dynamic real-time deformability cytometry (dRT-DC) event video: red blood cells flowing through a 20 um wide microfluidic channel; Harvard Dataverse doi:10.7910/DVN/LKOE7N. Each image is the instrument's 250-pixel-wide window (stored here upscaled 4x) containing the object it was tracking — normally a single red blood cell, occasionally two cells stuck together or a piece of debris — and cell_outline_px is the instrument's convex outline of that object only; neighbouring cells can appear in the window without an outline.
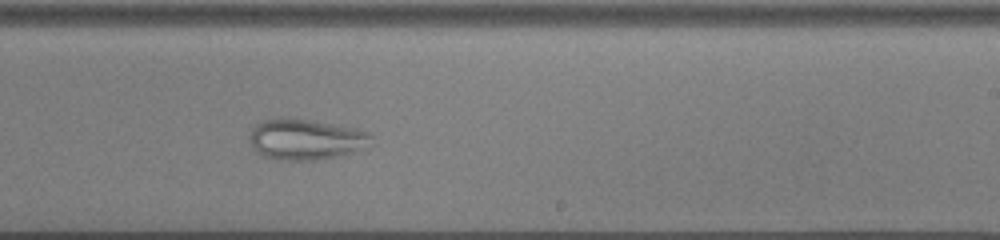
{"species": "common noctule bat (a hibernating species)", "species_latin": "Nyctalus noctula", "temperature_condition": "cold", "stored_images_in_passage": 43, "camera_frame_rate_fps": 3000, "um_per_image_px": 0.085, "animal": {"sex": "male", "body_mass_g": 13.0, "forearm_length_mm": 53.1}, "frame": {"image": 1, "passage_image": 22, "time_ms": 7.0, "image_size_px": [1000, 240], "cell_outline_px": [[372, 136], [344, 156], [316, 160], [280, 160], [260, 156], [256, 152], [248, 136], [252, 128], [256, 124], [264, 120], [280, 116], [288, 116], [312, 120], [356, 128], [372, 132]], "centroid_in_image_um": [25.87, 11.82], "position_along_channel_um": 263.1, "area_um2": 28.96}}
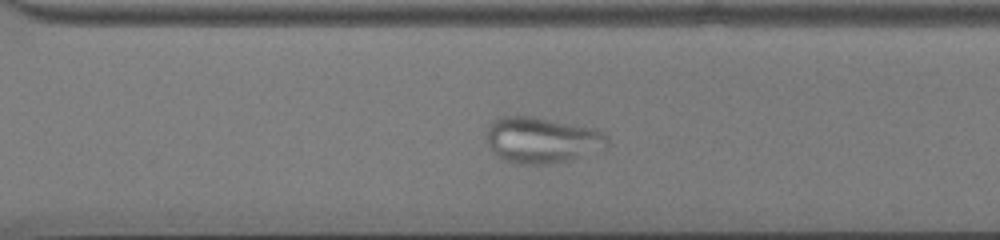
{"frame": {"image": 2, "passage_image": 27, "time_ms": 8.667, "image_size_px": [1000, 240], "cell_outline_px": [[608, 148], [568, 160], [548, 164], [516, 164], [504, 160], [488, 144], [484, 136], [488, 128], [500, 116], [532, 116], [596, 128], [604, 132], [608, 136]], "centroid_in_image_um": [46.11, 11.9], "position_along_channel_um": 324.5, "area_um2": 32.48}}
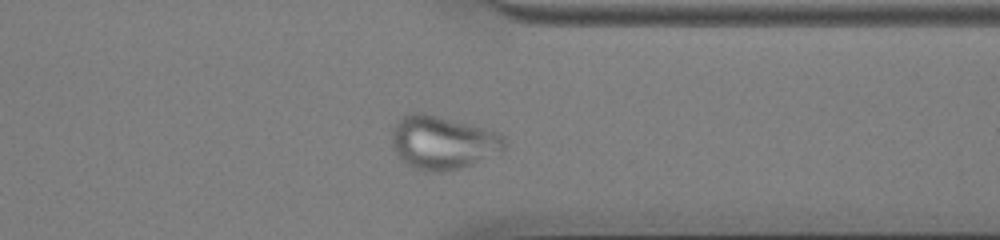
{"frame": {"image": 3, "passage_image": 31, "time_ms": 10.0, "image_size_px": [1000, 240], "cell_outline_px": [[508, 144], [504, 148], [472, 164], [460, 168], [444, 172], [424, 172], [412, 168], [392, 148], [392, 128], [408, 112], [424, 112], [500, 132], [504, 136]], "centroid_in_image_um": [37.62, 12.11], "position_along_channel_um": 373.8, "area_um2": 35.03}}